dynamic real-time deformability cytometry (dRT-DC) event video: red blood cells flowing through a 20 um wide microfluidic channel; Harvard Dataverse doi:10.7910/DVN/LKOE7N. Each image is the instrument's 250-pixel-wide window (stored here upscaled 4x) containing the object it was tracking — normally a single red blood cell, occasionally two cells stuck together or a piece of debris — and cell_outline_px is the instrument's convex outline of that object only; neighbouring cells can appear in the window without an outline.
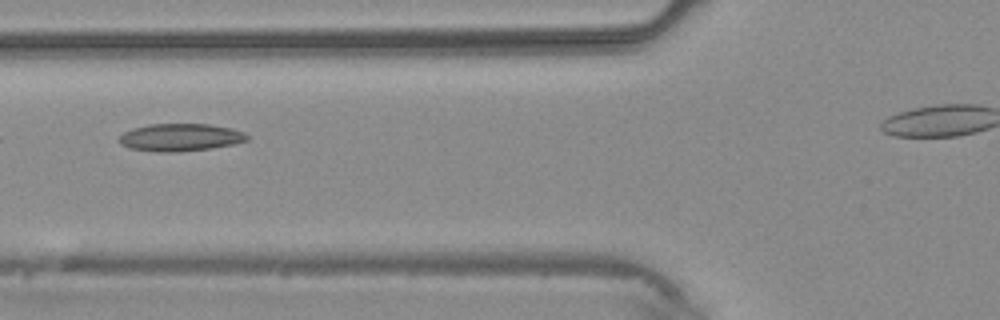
{"species": "common noctule bat (a hibernating species)", "species_latin": "Nyctalus noctula", "temperature_condition": "warm", "stored_images_in_passage": 4, "segment_of_instrument_passage": [1, 2], "camera_frame_rate_fps": 3000, "um_per_image_px": 0.085, "animal": {"sex": "male", "body_mass_g": 20.4}, "frame": {"image": 1, "passage_image": 2, "time_ms": 1.333, "image_size_px": [1000, 320], "cell_outline_px": [[248, 140], [232, 144], [212, 148], [180, 152], [156, 152], [128, 148], [120, 144], [120, 136], [124, 132], [132, 128], [148, 124], [208, 124], [232, 128], [244, 132], [248, 136]], "centroid_in_image_um": [15.31, 11.68], "position_along_channel_um": 110.5, "area_um2": 20.63}}
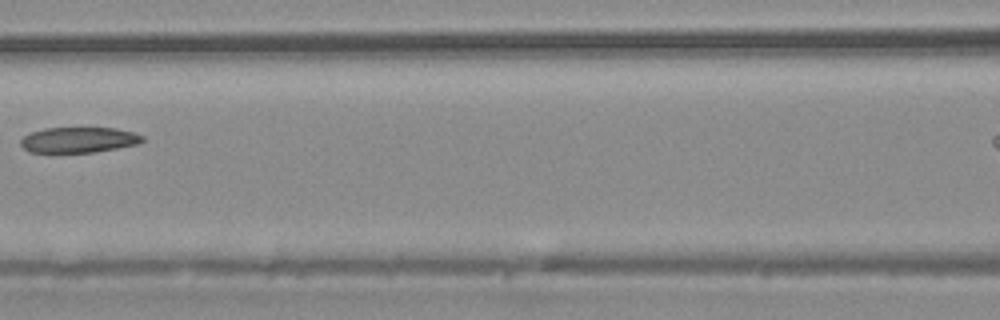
{"frame": {"image": 2, "passage_image": 3, "time_ms": 2.333, "image_size_px": [1000, 320], "cell_outline_px": [[144, 140], [140, 144], [92, 152], [28, 152], [20, 144], [20, 140], [24, 136], [32, 132], [44, 128], [116, 128], [132, 132], [144, 136]], "centroid_in_image_um": [6.7, 11.89], "position_along_channel_um": 159.9, "area_um2": 18.03}}